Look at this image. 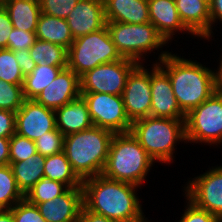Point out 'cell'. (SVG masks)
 <instances>
[{
    "mask_svg": "<svg viewBox=\"0 0 222 222\" xmlns=\"http://www.w3.org/2000/svg\"><path fill=\"white\" fill-rule=\"evenodd\" d=\"M29 53L37 65L67 66L68 50L61 45L37 39Z\"/></svg>",
    "mask_w": 222,
    "mask_h": 222,
    "instance_id": "cell-27",
    "label": "cell"
},
{
    "mask_svg": "<svg viewBox=\"0 0 222 222\" xmlns=\"http://www.w3.org/2000/svg\"><path fill=\"white\" fill-rule=\"evenodd\" d=\"M56 128L55 110L24 100L16 112L15 133L32 141Z\"/></svg>",
    "mask_w": 222,
    "mask_h": 222,
    "instance_id": "cell-13",
    "label": "cell"
},
{
    "mask_svg": "<svg viewBox=\"0 0 222 222\" xmlns=\"http://www.w3.org/2000/svg\"><path fill=\"white\" fill-rule=\"evenodd\" d=\"M10 138L0 137V165H10Z\"/></svg>",
    "mask_w": 222,
    "mask_h": 222,
    "instance_id": "cell-43",
    "label": "cell"
},
{
    "mask_svg": "<svg viewBox=\"0 0 222 222\" xmlns=\"http://www.w3.org/2000/svg\"><path fill=\"white\" fill-rule=\"evenodd\" d=\"M47 222H79L83 206L82 187L68 188L53 200L36 205Z\"/></svg>",
    "mask_w": 222,
    "mask_h": 222,
    "instance_id": "cell-16",
    "label": "cell"
},
{
    "mask_svg": "<svg viewBox=\"0 0 222 222\" xmlns=\"http://www.w3.org/2000/svg\"><path fill=\"white\" fill-rule=\"evenodd\" d=\"M154 160L131 132L114 134L102 175L141 187Z\"/></svg>",
    "mask_w": 222,
    "mask_h": 222,
    "instance_id": "cell-4",
    "label": "cell"
},
{
    "mask_svg": "<svg viewBox=\"0 0 222 222\" xmlns=\"http://www.w3.org/2000/svg\"><path fill=\"white\" fill-rule=\"evenodd\" d=\"M137 65L126 58L98 65L80 76V91L122 95L127 78Z\"/></svg>",
    "mask_w": 222,
    "mask_h": 222,
    "instance_id": "cell-10",
    "label": "cell"
},
{
    "mask_svg": "<svg viewBox=\"0 0 222 222\" xmlns=\"http://www.w3.org/2000/svg\"><path fill=\"white\" fill-rule=\"evenodd\" d=\"M10 210L14 222H47L40 214L38 207L25 198L16 203Z\"/></svg>",
    "mask_w": 222,
    "mask_h": 222,
    "instance_id": "cell-34",
    "label": "cell"
},
{
    "mask_svg": "<svg viewBox=\"0 0 222 222\" xmlns=\"http://www.w3.org/2000/svg\"><path fill=\"white\" fill-rule=\"evenodd\" d=\"M218 222H222V213L218 215Z\"/></svg>",
    "mask_w": 222,
    "mask_h": 222,
    "instance_id": "cell-48",
    "label": "cell"
},
{
    "mask_svg": "<svg viewBox=\"0 0 222 222\" xmlns=\"http://www.w3.org/2000/svg\"><path fill=\"white\" fill-rule=\"evenodd\" d=\"M106 25L95 32L74 39L68 49L67 67L79 77L98 65L121 60Z\"/></svg>",
    "mask_w": 222,
    "mask_h": 222,
    "instance_id": "cell-6",
    "label": "cell"
},
{
    "mask_svg": "<svg viewBox=\"0 0 222 222\" xmlns=\"http://www.w3.org/2000/svg\"><path fill=\"white\" fill-rule=\"evenodd\" d=\"M156 162L171 163L179 141L185 142V119L144 117L132 122L130 131Z\"/></svg>",
    "mask_w": 222,
    "mask_h": 222,
    "instance_id": "cell-5",
    "label": "cell"
},
{
    "mask_svg": "<svg viewBox=\"0 0 222 222\" xmlns=\"http://www.w3.org/2000/svg\"><path fill=\"white\" fill-rule=\"evenodd\" d=\"M0 222H14V217L10 209H0Z\"/></svg>",
    "mask_w": 222,
    "mask_h": 222,
    "instance_id": "cell-44",
    "label": "cell"
},
{
    "mask_svg": "<svg viewBox=\"0 0 222 222\" xmlns=\"http://www.w3.org/2000/svg\"><path fill=\"white\" fill-rule=\"evenodd\" d=\"M113 135L110 130L93 126L65 136L64 152L82 181L102 174Z\"/></svg>",
    "mask_w": 222,
    "mask_h": 222,
    "instance_id": "cell-3",
    "label": "cell"
},
{
    "mask_svg": "<svg viewBox=\"0 0 222 222\" xmlns=\"http://www.w3.org/2000/svg\"><path fill=\"white\" fill-rule=\"evenodd\" d=\"M87 103L93 125L114 134L131 131L132 122L127 117L122 95L81 92Z\"/></svg>",
    "mask_w": 222,
    "mask_h": 222,
    "instance_id": "cell-9",
    "label": "cell"
},
{
    "mask_svg": "<svg viewBox=\"0 0 222 222\" xmlns=\"http://www.w3.org/2000/svg\"><path fill=\"white\" fill-rule=\"evenodd\" d=\"M44 177L62 182L69 188L82 187V180L73 171L64 151L45 157Z\"/></svg>",
    "mask_w": 222,
    "mask_h": 222,
    "instance_id": "cell-25",
    "label": "cell"
},
{
    "mask_svg": "<svg viewBox=\"0 0 222 222\" xmlns=\"http://www.w3.org/2000/svg\"><path fill=\"white\" fill-rule=\"evenodd\" d=\"M44 163L45 157L39 153L20 162H10L17 186L24 196L44 178Z\"/></svg>",
    "mask_w": 222,
    "mask_h": 222,
    "instance_id": "cell-24",
    "label": "cell"
},
{
    "mask_svg": "<svg viewBox=\"0 0 222 222\" xmlns=\"http://www.w3.org/2000/svg\"><path fill=\"white\" fill-rule=\"evenodd\" d=\"M79 0H39L41 12L66 19Z\"/></svg>",
    "mask_w": 222,
    "mask_h": 222,
    "instance_id": "cell-35",
    "label": "cell"
},
{
    "mask_svg": "<svg viewBox=\"0 0 222 222\" xmlns=\"http://www.w3.org/2000/svg\"><path fill=\"white\" fill-rule=\"evenodd\" d=\"M150 22L168 43L176 32L192 34L181 22L175 0H148Z\"/></svg>",
    "mask_w": 222,
    "mask_h": 222,
    "instance_id": "cell-19",
    "label": "cell"
},
{
    "mask_svg": "<svg viewBox=\"0 0 222 222\" xmlns=\"http://www.w3.org/2000/svg\"><path fill=\"white\" fill-rule=\"evenodd\" d=\"M158 65L168 74L173 93L180 109L187 114L218 90L217 70L163 51L158 55Z\"/></svg>",
    "mask_w": 222,
    "mask_h": 222,
    "instance_id": "cell-1",
    "label": "cell"
},
{
    "mask_svg": "<svg viewBox=\"0 0 222 222\" xmlns=\"http://www.w3.org/2000/svg\"><path fill=\"white\" fill-rule=\"evenodd\" d=\"M80 96V77L67 67L62 69L34 100L38 104L56 110Z\"/></svg>",
    "mask_w": 222,
    "mask_h": 222,
    "instance_id": "cell-15",
    "label": "cell"
},
{
    "mask_svg": "<svg viewBox=\"0 0 222 222\" xmlns=\"http://www.w3.org/2000/svg\"><path fill=\"white\" fill-rule=\"evenodd\" d=\"M137 222H148V219L145 218V216H144L141 220H139V221H137Z\"/></svg>",
    "mask_w": 222,
    "mask_h": 222,
    "instance_id": "cell-46",
    "label": "cell"
},
{
    "mask_svg": "<svg viewBox=\"0 0 222 222\" xmlns=\"http://www.w3.org/2000/svg\"><path fill=\"white\" fill-rule=\"evenodd\" d=\"M16 112L0 109V137L10 138L15 133Z\"/></svg>",
    "mask_w": 222,
    "mask_h": 222,
    "instance_id": "cell-38",
    "label": "cell"
},
{
    "mask_svg": "<svg viewBox=\"0 0 222 222\" xmlns=\"http://www.w3.org/2000/svg\"><path fill=\"white\" fill-rule=\"evenodd\" d=\"M222 51V50H221ZM221 59L219 60V68L217 67V73H218V90L222 93V56H220Z\"/></svg>",
    "mask_w": 222,
    "mask_h": 222,
    "instance_id": "cell-45",
    "label": "cell"
},
{
    "mask_svg": "<svg viewBox=\"0 0 222 222\" xmlns=\"http://www.w3.org/2000/svg\"><path fill=\"white\" fill-rule=\"evenodd\" d=\"M151 71L138 64L129 74L122 93L124 108L131 122L150 116Z\"/></svg>",
    "mask_w": 222,
    "mask_h": 222,
    "instance_id": "cell-12",
    "label": "cell"
},
{
    "mask_svg": "<svg viewBox=\"0 0 222 222\" xmlns=\"http://www.w3.org/2000/svg\"><path fill=\"white\" fill-rule=\"evenodd\" d=\"M106 21L127 24L150 22L148 0H104Z\"/></svg>",
    "mask_w": 222,
    "mask_h": 222,
    "instance_id": "cell-21",
    "label": "cell"
},
{
    "mask_svg": "<svg viewBox=\"0 0 222 222\" xmlns=\"http://www.w3.org/2000/svg\"><path fill=\"white\" fill-rule=\"evenodd\" d=\"M66 21L74 39L106 25L104 0H79Z\"/></svg>",
    "mask_w": 222,
    "mask_h": 222,
    "instance_id": "cell-17",
    "label": "cell"
},
{
    "mask_svg": "<svg viewBox=\"0 0 222 222\" xmlns=\"http://www.w3.org/2000/svg\"><path fill=\"white\" fill-rule=\"evenodd\" d=\"M202 1H204L205 3H207L209 6H210L211 3H212V0H202Z\"/></svg>",
    "mask_w": 222,
    "mask_h": 222,
    "instance_id": "cell-47",
    "label": "cell"
},
{
    "mask_svg": "<svg viewBox=\"0 0 222 222\" xmlns=\"http://www.w3.org/2000/svg\"><path fill=\"white\" fill-rule=\"evenodd\" d=\"M24 77L14 51L0 49V79L12 84L23 85Z\"/></svg>",
    "mask_w": 222,
    "mask_h": 222,
    "instance_id": "cell-30",
    "label": "cell"
},
{
    "mask_svg": "<svg viewBox=\"0 0 222 222\" xmlns=\"http://www.w3.org/2000/svg\"><path fill=\"white\" fill-rule=\"evenodd\" d=\"M179 18L193 36L210 40V6L202 0H175Z\"/></svg>",
    "mask_w": 222,
    "mask_h": 222,
    "instance_id": "cell-18",
    "label": "cell"
},
{
    "mask_svg": "<svg viewBox=\"0 0 222 222\" xmlns=\"http://www.w3.org/2000/svg\"><path fill=\"white\" fill-rule=\"evenodd\" d=\"M210 16H211V35L212 27L215 25L214 23L222 22V0H212V3L210 5Z\"/></svg>",
    "mask_w": 222,
    "mask_h": 222,
    "instance_id": "cell-42",
    "label": "cell"
},
{
    "mask_svg": "<svg viewBox=\"0 0 222 222\" xmlns=\"http://www.w3.org/2000/svg\"><path fill=\"white\" fill-rule=\"evenodd\" d=\"M139 186L111 180L102 174L82 181L83 206L96 214L118 222H137L143 215L136 195Z\"/></svg>",
    "mask_w": 222,
    "mask_h": 222,
    "instance_id": "cell-2",
    "label": "cell"
},
{
    "mask_svg": "<svg viewBox=\"0 0 222 222\" xmlns=\"http://www.w3.org/2000/svg\"><path fill=\"white\" fill-rule=\"evenodd\" d=\"M2 4H3V0H0V6H2Z\"/></svg>",
    "mask_w": 222,
    "mask_h": 222,
    "instance_id": "cell-49",
    "label": "cell"
},
{
    "mask_svg": "<svg viewBox=\"0 0 222 222\" xmlns=\"http://www.w3.org/2000/svg\"><path fill=\"white\" fill-rule=\"evenodd\" d=\"M67 66L36 65L30 74L24 77L22 89L26 100H34Z\"/></svg>",
    "mask_w": 222,
    "mask_h": 222,
    "instance_id": "cell-26",
    "label": "cell"
},
{
    "mask_svg": "<svg viewBox=\"0 0 222 222\" xmlns=\"http://www.w3.org/2000/svg\"><path fill=\"white\" fill-rule=\"evenodd\" d=\"M64 139L65 136L57 128L46 132V135L35 140L37 153L46 157L64 151Z\"/></svg>",
    "mask_w": 222,
    "mask_h": 222,
    "instance_id": "cell-32",
    "label": "cell"
},
{
    "mask_svg": "<svg viewBox=\"0 0 222 222\" xmlns=\"http://www.w3.org/2000/svg\"><path fill=\"white\" fill-rule=\"evenodd\" d=\"M79 222H118V221H114L105 216L93 213L87 210L84 206H82L80 211Z\"/></svg>",
    "mask_w": 222,
    "mask_h": 222,
    "instance_id": "cell-41",
    "label": "cell"
},
{
    "mask_svg": "<svg viewBox=\"0 0 222 222\" xmlns=\"http://www.w3.org/2000/svg\"><path fill=\"white\" fill-rule=\"evenodd\" d=\"M13 28L36 32L41 13L39 0H3Z\"/></svg>",
    "mask_w": 222,
    "mask_h": 222,
    "instance_id": "cell-22",
    "label": "cell"
},
{
    "mask_svg": "<svg viewBox=\"0 0 222 222\" xmlns=\"http://www.w3.org/2000/svg\"><path fill=\"white\" fill-rule=\"evenodd\" d=\"M186 142L217 145L222 143V93L217 90L185 117Z\"/></svg>",
    "mask_w": 222,
    "mask_h": 222,
    "instance_id": "cell-8",
    "label": "cell"
},
{
    "mask_svg": "<svg viewBox=\"0 0 222 222\" xmlns=\"http://www.w3.org/2000/svg\"><path fill=\"white\" fill-rule=\"evenodd\" d=\"M69 187L58 181L48 178L40 179L24 196L31 204L37 205L63 194Z\"/></svg>",
    "mask_w": 222,
    "mask_h": 222,
    "instance_id": "cell-29",
    "label": "cell"
},
{
    "mask_svg": "<svg viewBox=\"0 0 222 222\" xmlns=\"http://www.w3.org/2000/svg\"><path fill=\"white\" fill-rule=\"evenodd\" d=\"M106 27L122 58L133 60L138 64L143 63L144 55L167 44L151 22L127 24L106 21Z\"/></svg>",
    "mask_w": 222,
    "mask_h": 222,
    "instance_id": "cell-7",
    "label": "cell"
},
{
    "mask_svg": "<svg viewBox=\"0 0 222 222\" xmlns=\"http://www.w3.org/2000/svg\"><path fill=\"white\" fill-rule=\"evenodd\" d=\"M25 100L22 85L0 79V109L17 112Z\"/></svg>",
    "mask_w": 222,
    "mask_h": 222,
    "instance_id": "cell-31",
    "label": "cell"
},
{
    "mask_svg": "<svg viewBox=\"0 0 222 222\" xmlns=\"http://www.w3.org/2000/svg\"><path fill=\"white\" fill-rule=\"evenodd\" d=\"M24 199L10 165H0V209H11Z\"/></svg>",
    "mask_w": 222,
    "mask_h": 222,
    "instance_id": "cell-28",
    "label": "cell"
},
{
    "mask_svg": "<svg viewBox=\"0 0 222 222\" xmlns=\"http://www.w3.org/2000/svg\"><path fill=\"white\" fill-rule=\"evenodd\" d=\"M56 128L64 135L93 127L88 106L82 96L55 110Z\"/></svg>",
    "mask_w": 222,
    "mask_h": 222,
    "instance_id": "cell-20",
    "label": "cell"
},
{
    "mask_svg": "<svg viewBox=\"0 0 222 222\" xmlns=\"http://www.w3.org/2000/svg\"><path fill=\"white\" fill-rule=\"evenodd\" d=\"M37 39L58 44L67 50L74 41L66 19L40 13L37 28Z\"/></svg>",
    "mask_w": 222,
    "mask_h": 222,
    "instance_id": "cell-23",
    "label": "cell"
},
{
    "mask_svg": "<svg viewBox=\"0 0 222 222\" xmlns=\"http://www.w3.org/2000/svg\"><path fill=\"white\" fill-rule=\"evenodd\" d=\"M185 199L188 201L187 207L178 222H218V216L197 207L187 197Z\"/></svg>",
    "mask_w": 222,
    "mask_h": 222,
    "instance_id": "cell-37",
    "label": "cell"
},
{
    "mask_svg": "<svg viewBox=\"0 0 222 222\" xmlns=\"http://www.w3.org/2000/svg\"><path fill=\"white\" fill-rule=\"evenodd\" d=\"M12 29L13 25L6 9L0 6V49H7L8 37Z\"/></svg>",
    "mask_w": 222,
    "mask_h": 222,
    "instance_id": "cell-39",
    "label": "cell"
},
{
    "mask_svg": "<svg viewBox=\"0 0 222 222\" xmlns=\"http://www.w3.org/2000/svg\"><path fill=\"white\" fill-rule=\"evenodd\" d=\"M14 55L24 76L30 74L37 65L35 61L31 58L29 49L27 50L21 49L14 51Z\"/></svg>",
    "mask_w": 222,
    "mask_h": 222,
    "instance_id": "cell-40",
    "label": "cell"
},
{
    "mask_svg": "<svg viewBox=\"0 0 222 222\" xmlns=\"http://www.w3.org/2000/svg\"><path fill=\"white\" fill-rule=\"evenodd\" d=\"M37 149L35 141H32L26 137H22L14 133L10 137V162H20L31 156L36 155Z\"/></svg>",
    "mask_w": 222,
    "mask_h": 222,
    "instance_id": "cell-33",
    "label": "cell"
},
{
    "mask_svg": "<svg viewBox=\"0 0 222 222\" xmlns=\"http://www.w3.org/2000/svg\"><path fill=\"white\" fill-rule=\"evenodd\" d=\"M192 180V181H191ZM185 185V197L197 207L218 216L222 213V165L192 178Z\"/></svg>",
    "mask_w": 222,
    "mask_h": 222,
    "instance_id": "cell-11",
    "label": "cell"
},
{
    "mask_svg": "<svg viewBox=\"0 0 222 222\" xmlns=\"http://www.w3.org/2000/svg\"><path fill=\"white\" fill-rule=\"evenodd\" d=\"M151 111L150 116L185 119L186 114L180 109L172 90L168 74L158 65L151 67Z\"/></svg>",
    "mask_w": 222,
    "mask_h": 222,
    "instance_id": "cell-14",
    "label": "cell"
},
{
    "mask_svg": "<svg viewBox=\"0 0 222 222\" xmlns=\"http://www.w3.org/2000/svg\"><path fill=\"white\" fill-rule=\"evenodd\" d=\"M37 36L35 32L24 31L13 28L8 37L7 49L12 51L27 50L36 42Z\"/></svg>",
    "mask_w": 222,
    "mask_h": 222,
    "instance_id": "cell-36",
    "label": "cell"
}]
</instances>
